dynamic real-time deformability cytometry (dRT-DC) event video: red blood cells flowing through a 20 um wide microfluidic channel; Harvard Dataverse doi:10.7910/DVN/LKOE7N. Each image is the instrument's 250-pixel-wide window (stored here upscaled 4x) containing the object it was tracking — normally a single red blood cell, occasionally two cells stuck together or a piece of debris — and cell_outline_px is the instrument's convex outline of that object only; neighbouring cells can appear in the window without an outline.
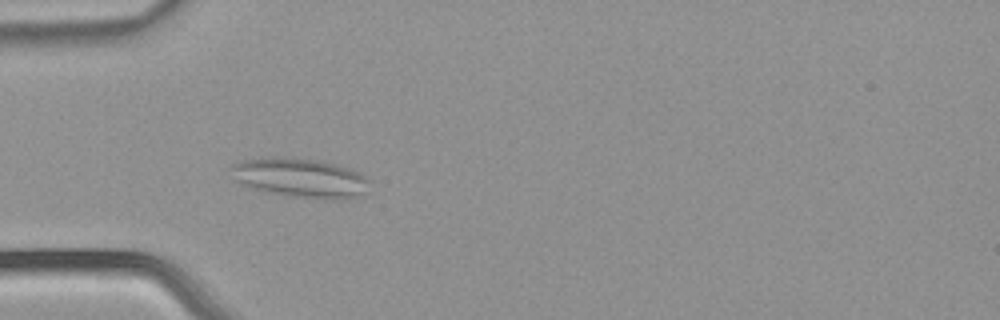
{"species": "common noctule bat (a hibernating species)", "species_latin": "Nyctalus noctula", "temperature_condition": "warm", "stored_images_in_passage": 54, "camera_frame_rate_fps": 3000, "um_per_image_px": 0.085, "animal": {"sex": "male", "body_mass_g": 21.5, "forearm_length_mm": 52.0}, "frame": {"image": 1, "passage_image": 17, "time_ms": 5.333, "image_size_px": [1000, 320], "cell_outline_px": [[368, 192], [356, 196], [340, 200], [324, 200], [264, 192], [240, 184], [236, 180], [232, 168], [232, 164], [244, 160], [316, 160], [336, 164], [348, 168], [364, 176], [368, 180]], "centroid_in_image_um": [25.6, 15.19], "position_along_channel_um": 59.4, "area_um2": 30.58}}
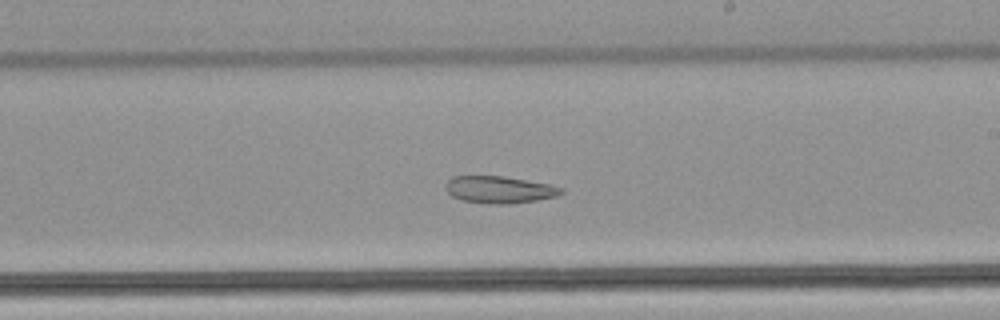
{"frame": {"image": 2, "passage_image": 32, "time_ms": 10.333, "image_size_px": [1000, 320], "cell_outline_px": [[564, 192], [556, 196], [536, 200], [508, 204], [484, 204], [460, 200], [452, 196], [444, 188], [448, 180], [452, 176], [504, 176], [552, 184], [564, 188]], "centroid_in_image_um": [42.45, 16.12], "position_along_channel_um": 246.6, "area_um2": 18.5}}
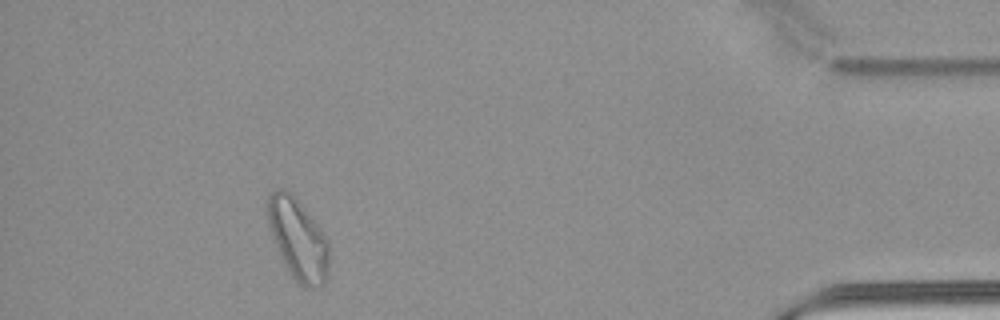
{"frame": {"image": 3, "passage_image": 49, "time_ms": 16.0, "image_size_px": [1000, 320], "cell_outline_px": [[328, 272], [324, 284], [312, 288], [304, 288], [292, 276], [280, 256], [268, 224], [268, 196], [276, 188], [280, 188], [296, 196], [320, 228], [328, 240]], "centroid_in_image_um": [25.34, 20.33], "position_along_channel_um": 409.9, "area_um2": 28.78}, "authors_computed_cell_mechanics": {"area_um2": 26.4435, "velocity_mm_per_s": 3.8467, "shape_relaxation_time_tau1_ms": null, "shape_relaxation_time_tau2_ms": 7.2061, "deformation_change_tau1": null, "deformation_change_tau2": 0.1512}}